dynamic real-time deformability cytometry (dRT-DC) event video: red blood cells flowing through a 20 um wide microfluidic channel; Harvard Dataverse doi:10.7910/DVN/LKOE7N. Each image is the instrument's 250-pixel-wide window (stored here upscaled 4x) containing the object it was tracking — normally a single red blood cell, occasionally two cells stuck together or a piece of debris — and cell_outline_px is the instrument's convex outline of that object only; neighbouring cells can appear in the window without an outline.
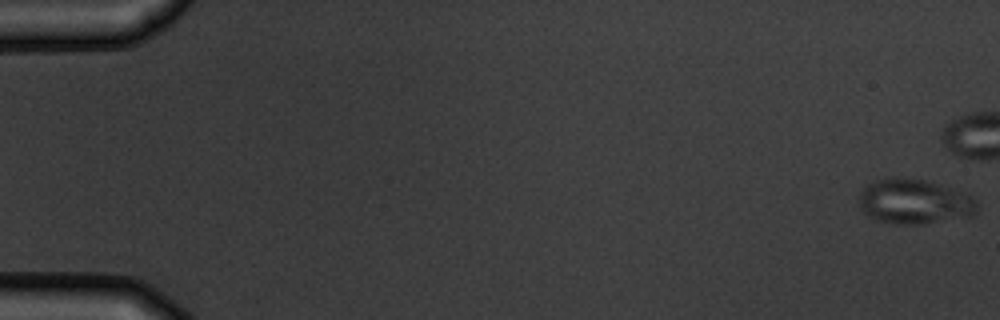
{"species": "common noctule bat (a hibernating species)", "species_latin": "Nyctalus noctula", "temperature_condition": "warm", "stored_images_in_passage": 6, "camera_frame_rate_fps": 3000, "um_per_image_px": 0.085, "animal": {"sex": "male", "body_mass_g": 19.5, "forearm_length_mm": 54.6}, "frame": {"image": 1, "passage_image": 1, "time_ms": 0.0, "image_size_px": [1000, 320], "cell_outline_px": [[980, 208], [972, 216], [920, 224], [896, 224], [880, 220], [868, 216], [860, 208], [860, 188], [872, 180], [888, 176], [924, 180], [952, 188], [972, 196], [976, 200]], "centroid_in_image_um": [77.71, 17.12], "position_along_channel_um": 7.3, "area_um2": 31.15}}